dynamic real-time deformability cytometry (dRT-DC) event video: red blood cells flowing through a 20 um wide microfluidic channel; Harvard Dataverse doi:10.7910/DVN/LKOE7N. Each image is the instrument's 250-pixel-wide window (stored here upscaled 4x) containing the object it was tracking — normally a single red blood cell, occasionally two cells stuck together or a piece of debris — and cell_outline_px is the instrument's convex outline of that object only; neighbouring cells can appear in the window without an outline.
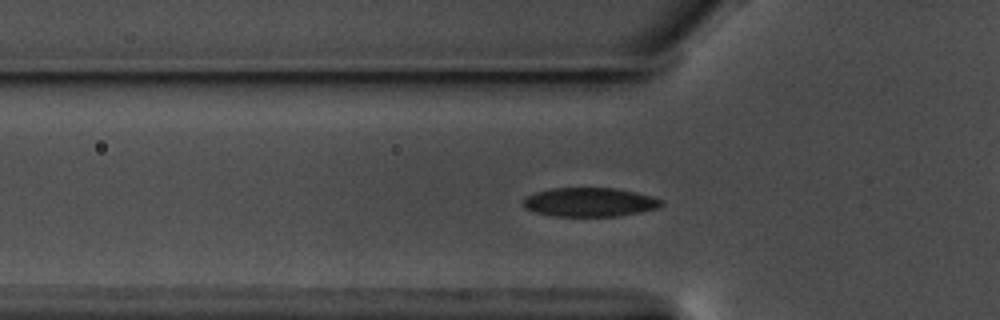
{"species": "common noctule bat (a hibernating species)", "species_latin": "Nyctalus noctula", "temperature_condition": "warm", "stored_images_in_passage": 54, "camera_frame_rate_fps": 3000, "um_per_image_px": 0.085, "animal": {"sex": "male", "body_mass_g": 17.5, "forearm_length_mm": 52.3}, "frame": {"image": 1, "passage_image": 14, "time_ms": 4.333, "image_size_px": [1000, 320], "cell_outline_px": [[664, 204], [660, 208], [640, 212], [616, 216], [552, 216], [536, 212], [524, 208], [520, 204], [524, 196], [536, 192], [552, 188], [616, 188], [636, 192], [652, 196], [664, 200]], "centroid_in_image_um": [50.11, 17.18], "position_along_channel_um": 75.7, "area_um2": 23.64}}
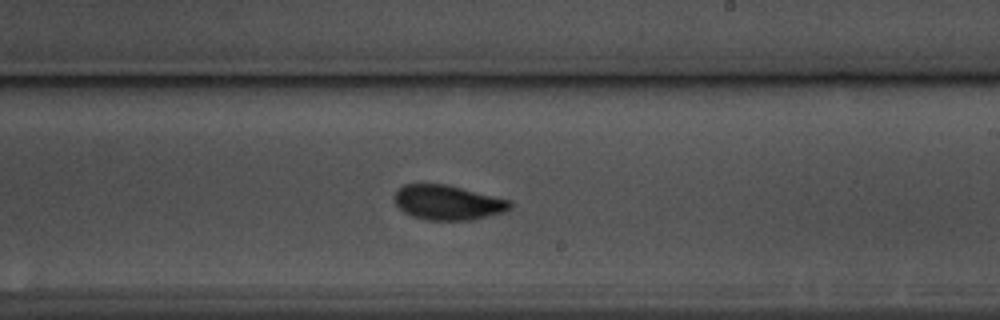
{"frame": {"image": 2, "passage_image": 29, "time_ms": 9.333, "image_size_px": [1000, 320], "cell_outline_px": [[512, 208], [504, 212], [472, 220], [428, 220], [412, 216], [404, 212], [396, 204], [392, 196], [404, 184], [444, 184], [508, 200], [512, 204]], "centroid_in_image_um": [38.03, 17.23], "position_along_channel_um": 251.0, "area_um2": 23.12}}
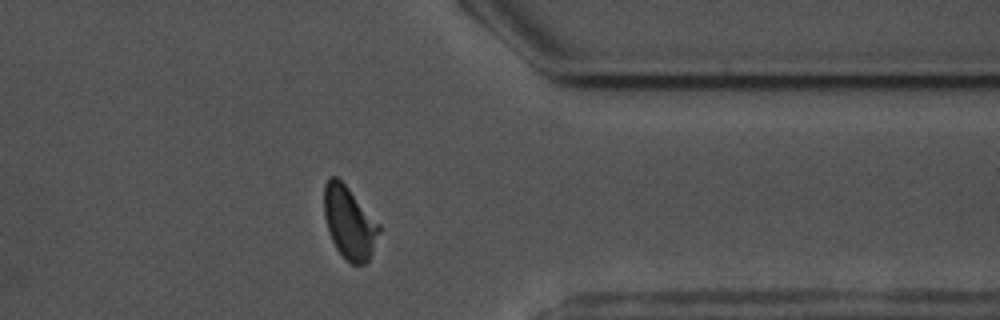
{"frame": {"image": 3, "passage_image": 41, "time_ms": 13.333, "image_size_px": [1000, 320], "cell_outline_px": [[380, 232], [372, 252], [368, 260], [364, 264], [352, 264], [344, 260], [336, 248], [332, 240], [324, 216], [324, 184], [332, 176], [336, 176], [348, 188], [380, 224]], "centroid_in_image_um": [29.69, 18.95], "position_along_channel_um": 381.7, "area_um2": 23.0}, "authors_computed_cell_mechanics": {"area_um2": 23.1778, "velocity_mm_per_s": 3.5141, "shape_relaxation_time_tau1_ms": 3.2671, "shape_relaxation_time_tau2_ms": 1.5785, "deformation_change_tau1": 0.1322, "deformation_change_tau2": 0.0634}}